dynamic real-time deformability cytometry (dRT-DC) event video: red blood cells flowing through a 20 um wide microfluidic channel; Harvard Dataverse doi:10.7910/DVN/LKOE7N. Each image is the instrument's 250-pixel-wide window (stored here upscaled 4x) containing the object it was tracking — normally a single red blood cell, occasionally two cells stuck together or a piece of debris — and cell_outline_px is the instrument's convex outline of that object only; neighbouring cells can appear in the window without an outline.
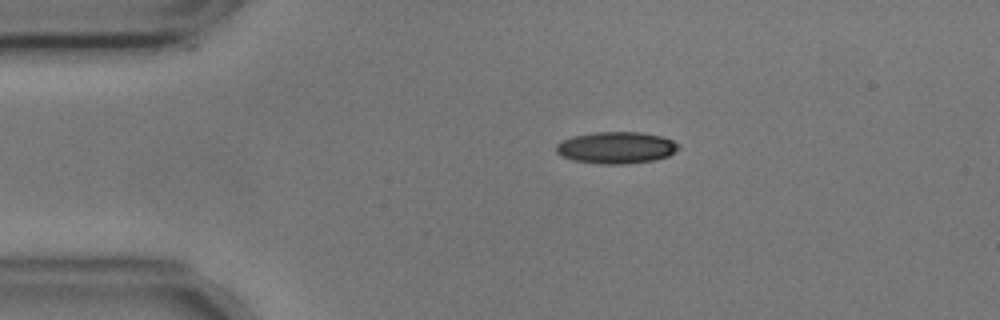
{"species": "common noctule bat (a hibernating species)", "species_latin": "Nyctalus noctula", "temperature_condition": "cold", "stored_images_in_passage": 29, "camera_frame_rate_fps": 3000, "um_per_image_px": 0.085, "animal": {"sex": "male", "body_mass_g": 17.9, "forearm_length_mm": 54.2}, "frame": {"image": 1, "passage_image": 1, "time_ms": 0.0, "image_size_px": [1000, 320], "cell_outline_px": [[680, 148], [676, 152], [668, 156], [656, 160], [628, 164], [604, 164], [572, 160], [556, 152], [556, 144], [572, 136], [596, 132], [640, 132], [660, 136], [672, 140], [680, 144]], "centroid_in_image_um": [52.43, 12.55], "position_along_channel_um": 32.6, "area_um2": 22.72}}
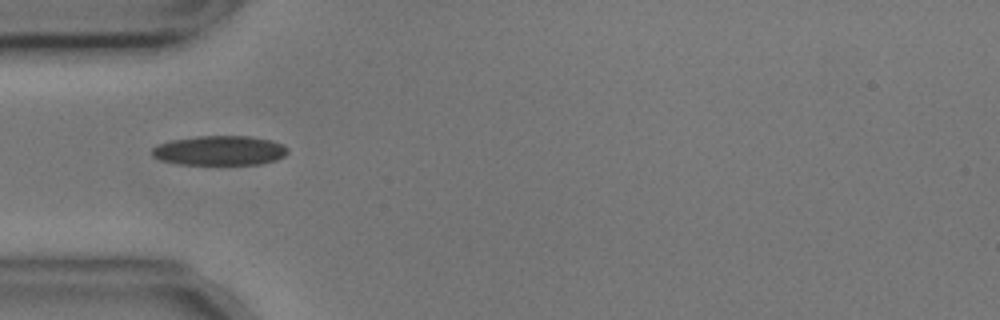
{"frame": {"image": 2, "passage_image": 7, "time_ms": 2.0, "image_size_px": [1000, 320], "cell_outline_px": [[288, 152], [284, 156], [276, 160], [260, 164], [180, 164], [160, 160], [152, 156], [152, 148], [156, 144], [172, 140], [196, 136], [252, 136], [272, 140], [284, 144], [288, 148]], "centroid_in_image_um": [18.68, 12.78], "position_along_channel_um": 66.3, "area_um2": 23.58}}
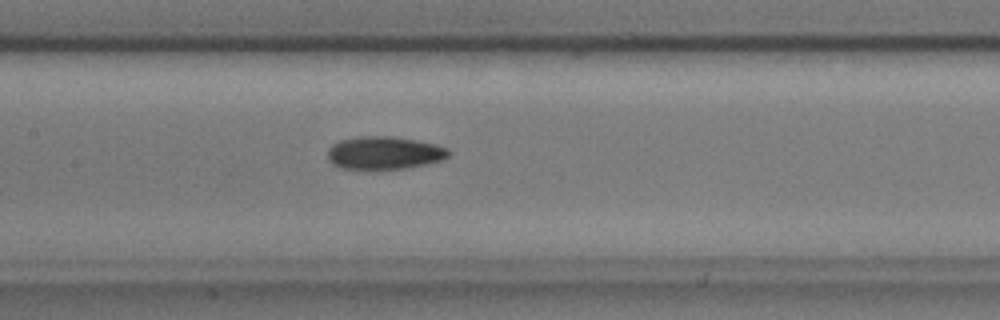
{"frame": {"image": 3, "passage_image": 16, "time_ms": 5.0, "image_size_px": [1000, 320], "cell_outline_px": [[452, 152], [448, 156], [440, 160], [408, 168], [340, 168], [332, 164], [328, 160], [328, 148], [332, 144], [340, 140], [360, 136], [392, 136], [436, 144], [448, 148]], "centroid_in_image_um": [32.65, 12.98], "position_along_channel_um": 174.8, "area_um2": 23.0}}